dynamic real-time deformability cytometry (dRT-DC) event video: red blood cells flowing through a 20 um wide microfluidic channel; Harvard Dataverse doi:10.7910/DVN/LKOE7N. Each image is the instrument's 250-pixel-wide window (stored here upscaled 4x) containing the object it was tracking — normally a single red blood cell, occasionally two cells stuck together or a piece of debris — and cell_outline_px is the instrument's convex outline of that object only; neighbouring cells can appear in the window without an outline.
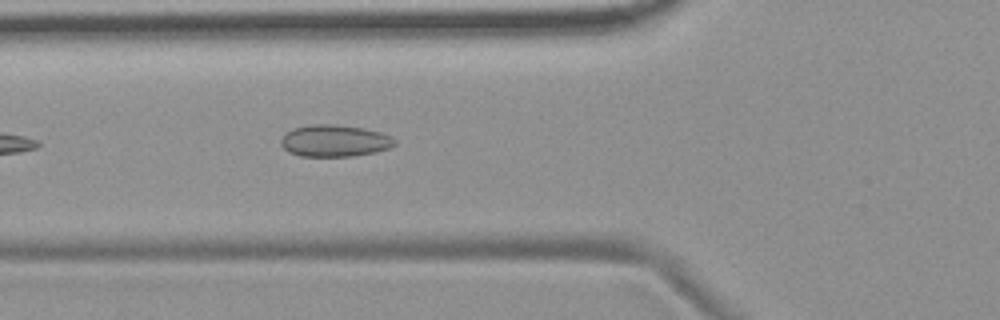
{"species": "common noctule bat (a hibernating species)", "species_latin": "Nyctalus noctula", "temperature_condition": "room temperature", "stored_images_in_passage": 4, "camera_frame_rate_fps": 3000, "um_per_image_px": 0.085, "animal": {"sex": "female", "body_mass_g": 19.9}, "frame": {"image": 1, "passage_image": 4, "time_ms": 4.333, "image_size_px": [1000, 320], "cell_outline_px": [[396, 144], [388, 148], [376, 152], [352, 156], [300, 156], [288, 152], [280, 144], [280, 140], [284, 132], [292, 128], [312, 124], [332, 124], [364, 128], [380, 132], [392, 136], [396, 140]], "centroid_in_image_um": [28.41, 11.96], "position_along_channel_um": 97.4, "area_um2": 21.33}}